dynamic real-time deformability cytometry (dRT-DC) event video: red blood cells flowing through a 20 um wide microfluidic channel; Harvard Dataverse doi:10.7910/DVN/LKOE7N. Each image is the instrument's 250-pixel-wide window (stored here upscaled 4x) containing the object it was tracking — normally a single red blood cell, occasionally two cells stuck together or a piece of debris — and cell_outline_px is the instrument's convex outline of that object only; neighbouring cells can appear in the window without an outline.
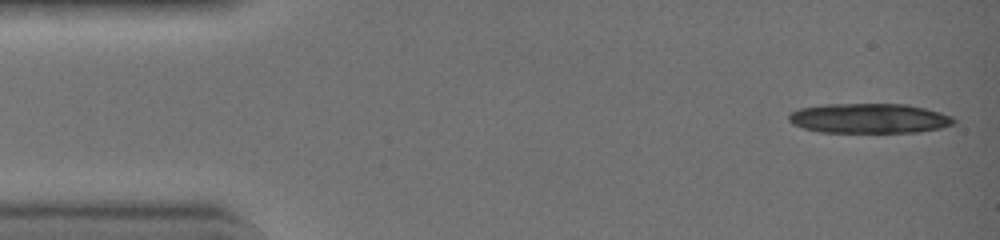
{"species": "common noctule bat (a hibernating species)", "species_latin": "Nyctalus noctula", "temperature_condition": "warm", "stored_images_in_passage": 33, "camera_frame_rate_fps": 3000, "um_per_image_px": 0.085, "animal": {"sex": "female", "body_mass_g": 19.0, "forearm_length_mm": 51.5}, "frame": {"image": 1, "passage_image": 1, "time_ms": 0.0, "image_size_px": [1000, 240], "cell_outline_px": [[956, 124], [940, 128], [916, 132], [824, 132], [804, 128], [788, 120], [788, 116], [796, 108], [820, 104], [908, 104], [940, 112], [952, 116], [956, 120]], "centroid_in_image_um": [73.9, 10.05], "position_along_channel_um": 11.1, "area_um2": 28.73}}
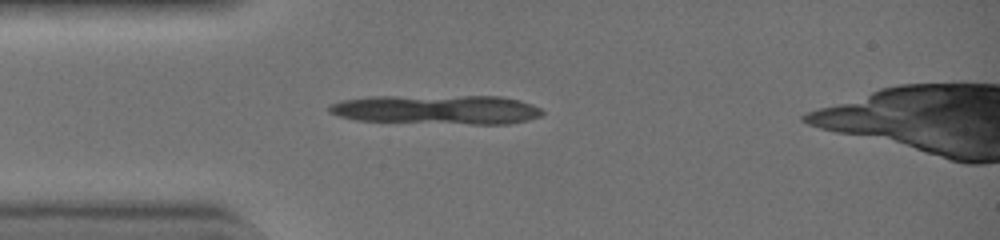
{"frame": {"image": 2, "passage_image": 10, "time_ms": 3.0, "image_size_px": [1000, 240], "cell_outline_px": [[544, 112], [536, 116], [524, 120], [504, 124], [480, 124], [360, 120], [340, 116], [332, 112], [328, 108], [332, 104], [344, 100], [372, 96], [504, 96], [520, 100], [532, 104], [540, 108]], "centroid_in_image_um": [37.19, 9.29], "position_along_channel_um": 47.8, "area_um2": 35.78}, "authors_computed_cell_mechanics": {"area_um2": 16.3574, "velocity_mm_per_s": 4.6112, "shape_relaxation_time_tau1_ms": 4.191, "shape_relaxation_time_tau2_ms": null, "deformation_change_tau1": 0.1383, "deformation_change_tau2": null}}